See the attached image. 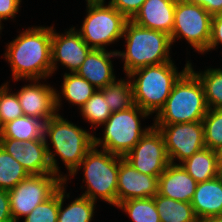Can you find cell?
I'll list each match as a JSON object with an SVG mask.
<instances>
[{
	"label": "cell",
	"mask_w": 222,
	"mask_h": 222,
	"mask_svg": "<svg viewBox=\"0 0 222 222\" xmlns=\"http://www.w3.org/2000/svg\"><path fill=\"white\" fill-rule=\"evenodd\" d=\"M58 212L59 189L25 216L23 222H57Z\"/></svg>",
	"instance_id": "cell-33"
},
{
	"label": "cell",
	"mask_w": 222,
	"mask_h": 222,
	"mask_svg": "<svg viewBox=\"0 0 222 222\" xmlns=\"http://www.w3.org/2000/svg\"><path fill=\"white\" fill-rule=\"evenodd\" d=\"M91 50L75 27L71 26L64 34H59L52 26V74L58 69V62L69 70L68 73H76Z\"/></svg>",
	"instance_id": "cell-14"
},
{
	"label": "cell",
	"mask_w": 222,
	"mask_h": 222,
	"mask_svg": "<svg viewBox=\"0 0 222 222\" xmlns=\"http://www.w3.org/2000/svg\"><path fill=\"white\" fill-rule=\"evenodd\" d=\"M150 114L138 105L111 114L104 126L103 138L94 136V146L124 157L151 129L152 126H141V118L146 119Z\"/></svg>",
	"instance_id": "cell-7"
},
{
	"label": "cell",
	"mask_w": 222,
	"mask_h": 222,
	"mask_svg": "<svg viewBox=\"0 0 222 222\" xmlns=\"http://www.w3.org/2000/svg\"><path fill=\"white\" fill-rule=\"evenodd\" d=\"M65 183L59 188V212L57 222H91L94 218L96 202L85 196H79L71 201L67 207H63L65 199L70 197L66 194ZM65 198V199H64Z\"/></svg>",
	"instance_id": "cell-22"
},
{
	"label": "cell",
	"mask_w": 222,
	"mask_h": 222,
	"mask_svg": "<svg viewBox=\"0 0 222 222\" xmlns=\"http://www.w3.org/2000/svg\"><path fill=\"white\" fill-rule=\"evenodd\" d=\"M86 5V17L77 31L90 48L106 50L123 37L128 19L110 4Z\"/></svg>",
	"instance_id": "cell-8"
},
{
	"label": "cell",
	"mask_w": 222,
	"mask_h": 222,
	"mask_svg": "<svg viewBox=\"0 0 222 222\" xmlns=\"http://www.w3.org/2000/svg\"><path fill=\"white\" fill-rule=\"evenodd\" d=\"M123 158L140 173L157 178L170 164L163 136L154 125Z\"/></svg>",
	"instance_id": "cell-12"
},
{
	"label": "cell",
	"mask_w": 222,
	"mask_h": 222,
	"mask_svg": "<svg viewBox=\"0 0 222 222\" xmlns=\"http://www.w3.org/2000/svg\"><path fill=\"white\" fill-rule=\"evenodd\" d=\"M191 4L203 7L211 16L222 14V0H187Z\"/></svg>",
	"instance_id": "cell-38"
},
{
	"label": "cell",
	"mask_w": 222,
	"mask_h": 222,
	"mask_svg": "<svg viewBox=\"0 0 222 222\" xmlns=\"http://www.w3.org/2000/svg\"><path fill=\"white\" fill-rule=\"evenodd\" d=\"M125 79H117L108 84L106 87L100 89L103 93L105 102L112 112L128 109L134 105L133 89L130 78L126 76Z\"/></svg>",
	"instance_id": "cell-27"
},
{
	"label": "cell",
	"mask_w": 222,
	"mask_h": 222,
	"mask_svg": "<svg viewBox=\"0 0 222 222\" xmlns=\"http://www.w3.org/2000/svg\"><path fill=\"white\" fill-rule=\"evenodd\" d=\"M211 21L212 16L203 7L187 0H177L171 43L183 38L195 51L203 54L208 49L211 37Z\"/></svg>",
	"instance_id": "cell-9"
},
{
	"label": "cell",
	"mask_w": 222,
	"mask_h": 222,
	"mask_svg": "<svg viewBox=\"0 0 222 222\" xmlns=\"http://www.w3.org/2000/svg\"><path fill=\"white\" fill-rule=\"evenodd\" d=\"M176 1L146 0L131 21L140 27L167 33L170 36L174 27Z\"/></svg>",
	"instance_id": "cell-18"
},
{
	"label": "cell",
	"mask_w": 222,
	"mask_h": 222,
	"mask_svg": "<svg viewBox=\"0 0 222 222\" xmlns=\"http://www.w3.org/2000/svg\"><path fill=\"white\" fill-rule=\"evenodd\" d=\"M197 219L210 216H222V179L199 182L191 201Z\"/></svg>",
	"instance_id": "cell-20"
},
{
	"label": "cell",
	"mask_w": 222,
	"mask_h": 222,
	"mask_svg": "<svg viewBox=\"0 0 222 222\" xmlns=\"http://www.w3.org/2000/svg\"><path fill=\"white\" fill-rule=\"evenodd\" d=\"M220 153L210 148H203L194 153L180 165L197 182H204L219 176Z\"/></svg>",
	"instance_id": "cell-21"
},
{
	"label": "cell",
	"mask_w": 222,
	"mask_h": 222,
	"mask_svg": "<svg viewBox=\"0 0 222 222\" xmlns=\"http://www.w3.org/2000/svg\"><path fill=\"white\" fill-rule=\"evenodd\" d=\"M1 136H2V125L0 123V139H1Z\"/></svg>",
	"instance_id": "cell-42"
},
{
	"label": "cell",
	"mask_w": 222,
	"mask_h": 222,
	"mask_svg": "<svg viewBox=\"0 0 222 222\" xmlns=\"http://www.w3.org/2000/svg\"><path fill=\"white\" fill-rule=\"evenodd\" d=\"M0 146L19 162L29 175L54 174L49 163L45 139L22 142L1 138Z\"/></svg>",
	"instance_id": "cell-15"
},
{
	"label": "cell",
	"mask_w": 222,
	"mask_h": 222,
	"mask_svg": "<svg viewBox=\"0 0 222 222\" xmlns=\"http://www.w3.org/2000/svg\"><path fill=\"white\" fill-rule=\"evenodd\" d=\"M0 222H14L11 215L10 199L7 190L0 189Z\"/></svg>",
	"instance_id": "cell-37"
},
{
	"label": "cell",
	"mask_w": 222,
	"mask_h": 222,
	"mask_svg": "<svg viewBox=\"0 0 222 222\" xmlns=\"http://www.w3.org/2000/svg\"><path fill=\"white\" fill-rule=\"evenodd\" d=\"M161 132L170 163L181 164L194 153L205 148L202 121L154 125Z\"/></svg>",
	"instance_id": "cell-11"
},
{
	"label": "cell",
	"mask_w": 222,
	"mask_h": 222,
	"mask_svg": "<svg viewBox=\"0 0 222 222\" xmlns=\"http://www.w3.org/2000/svg\"><path fill=\"white\" fill-rule=\"evenodd\" d=\"M208 109L202 83L188 69L174 84L164 106L153 118V125L202 121Z\"/></svg>",
	"instance_id": "cell-5"
},
{
	"label": "cell",
	"mask_w": 222,
	"mask_h": 222,
	"mask_svg": "<svg viewBox=\"0 0 222 222\" xmlns=\"http://www.w3.org/2000/svg\"><path fill=\"white\" fill-rule=\"evenodd\" d=\"M63 184L64 180L56 174L29 175L13 189L8 190L13 221L19 222L20 217L30 214Z\"/></svg>",
	"instance_id": "cell-10"
},
{
	"label": "cell",
	"mask_w": 222,
	"mask_h": 222,
	"mask_svg": "<svg viewBox=\"0 0 222 222\" xmlns=\"http://www.w3.org/2000/svg\"><path fill=\"white\" fill-rule=\"evenodd\" d=\"M52 26H34L23 30L7 43L4 58L11 67L12 78L45 80L52 76Z\"/></svg>",
	"instance_id": "cell-1"
},
{
	"label": "cell",
	"mask_w": 222,
	"mask_h": 222,
	"mask_svg": "<svg viewBox=\"0 0 222 222\" xmlns=\"http://www.w3.org/2000/svg\"><path fill=\"white\" fill-rule=\"evenodd\" d=\"M79 110L84 120L91 123L94 129L102 126L113 113L100 90H96Z\"/></svg>",
	"instance_id": "cell-30"
},
{
	"label": "cell",
	"mask_w": 222,
	"mask_h": 222,
	"mask_svg": "<svg viewBox=\"0 0 222 222\" xmlns=\"http://www.w3.org/2000/svg\"><path fill=\"white\" fill-rule=\"evenodd\" d=\"M8 84L6 82L0 86V123L2 126L24 116L17 94L9 90Z\"/></svg>",
	"instance_id": "cell-32"
},
{
	"label": "cell",
	"mask_w": 222,
	"mask_h": 222,
	"mask_svg": "<svg viewBox=\"0 0 222 222\" xmlns=\"http://www.w3.org/2000/svg\"><path fill=\"white\" fill-rule=\"evenodd\" d=\"M220 44L222 45V14L212 16L211 37L208 49L203 54L215 50Z\"/></svg>",
	"instance_id": "cell-35"
},
{
	"label": "cell",
	"mask_w": 222,
	"mask_h": 222,
	"mask_svg": "<svg viewBox=\"0 0 222 222\" xmlns=\"http://www.w3.org/2000/svg\"><path fill=\"white\" fill-rule=\"evenodd\" d=\"M198 222H222V216L204 217L199 219Z\"/></svg>",
	"instance_id": "cell-39"
},
{
	"label": "cell",
	"mask_w": 222,
	"mask_h": 222,
	"mask_svg": "<svg viewBox=\"0 0 222 222\" xmlns=\"http://www.w3.org/2000/svg\"><path fill=\"white\" fill-rule=\"evenodd\" d=\"M122 38L125 39L126 49L117 51V54L124 61L125 76L149 65L172 61V43L167 33L143 28L128 20Z\"/></svg>",
	"instance_id": "cell-3"
},
{
	"label": "cell",
	"mask_w": 222,
	"mask_h": 222,
	"mask_svg": "<svg viewBox=\"0 0 222 222\" xmlns=\"http://www.w3.org/2000/svg\"><path fill=\"white\" fill-rule=\"evenodd\" d=\"M189 69L202 83L205 100L209 109H222V69L207 68L205 71H195L190 62Z\"/></svg>",
	"instance_id": "cell-26"
},
{
	"label": "cell",
	"mask_w": 222,
	"mask_h": 222,
	"mask_svg": "<svg viewBox=\"0 0 222 222\" xmlns=\"http://www.w3.org/2000/svg\"><path fill=\"white\" fill-rule=\"evenodd\" d=\"M30 84L22 86L16 92L23 113L29 117H35L48 121L61 109V95L57 89L49 84H41L39 79L27 80ZM57 90V91H56Z\"/></svg>",
	"instance_id": "cell-13"
},
{
	"label": "cell",
	"mask_w": 222,
	"mask_h": 222,
	"mask_svg": "<svg viewBox=\"0 0 222 222\" xmlns=\"http://www.w3.org/2000/svg\"><path fill=\"white\" fill-rule=\"evenodd\" d=\"M219 176L221 177L222 179V157L220 159V170H219Z\"/></svg>",
	"instance_id": "cell-41"
},
{
	"label": "cell",
	"mask_w": 222,
	"mask_h": 222,
	"mask_svg": "<svg viewBox=\"0 0 222 222\" xmlns=\"http://www.w3.org/2000/svg\"><path fill=\"white\" fill-rule=\"evenodd\" d=\"M63 117L57 113L45 123L44 138L51 169L66 184L68 177L77 169L86 153L94 146V135ZM47 138L50 139L49 142L52 144L54 152L51 151ZM56 156L60 157L65 168L69 171L68 175L61 174Z\"/></svg>",
	"instance_id": "cell-2"
},
{
	"label": "cell",
	"mask_w": 222,
	"mask_h": 222,
	"mask_svg": "<svg viewBox=\"0 0 222 222\" xmlns=\"http://www.w3.org/2000/svg\"><path fill=\"white\" fill-rule=\"evenodd\" d=\"M87 4H105V0H85Z\"/></svg>",
	"instance_id": "cell-40"
},
{
	"label": "cell",
	"mask_w": 222,
	"mask_h": 222,
	"mask_svg": "<svg viewBox=\"0 0 222 222\" xmlns=\"http://www.w3.org/2000/svg\"><path fill=\"white\" fill-rule=\"evenodd\" d=\"M118 50L92 49L76 74L86 79L97 90L116 80L111 58H117Z\"/></svg>",
	"instance_id": "cell-17"
},
{
	"label": "cell",
	"mask_w": 222,
	"mask_h": 222,
	"mask_svg": "<svg viewBox=\"0 0 222 222\" xmlns=\"http://www.w3.org/2000/svg\"><path fill=\"white\" fill-rule=\"evenodd\" d=\"M60 94L73 106L78 105V110L88 101L97 90L83 77L76 73H64Z\"/></svg>",
	"instance_id": "cell-25"
},
{
	"label": "cell",
	"mask_w": 222,
	"mask_h": 222,
	"mask_svg": "<svg viewBox=\"0 0 222 222\" xmlns=\"http://www.w3.org/2000/svg\"><path fill=\"white\" fill-rule=\"evenodd\" d=\"M187 61L182 71L169 61L166 63L149 65L133 71L130 78L134 104L151 115L157 114L164 106L174 84L189 69ZM153 113V114H152Z\"/></svg>",
	"instance_id": "cell-4"
},
{
	"label": "cell",
	"mask_w": 222,
	"mask_h": 222,
	"mask_svg": "<svg viewBox=\"0 0 222 222\" xmlns=\"http://www.w3.org/2000/svg\"><path fill=\"white\" fill-rule=\"evenodd\" d=\"M206 148L222 151V109H208L202 120Z\"/></svg>",
	"instance_id": "cell-31"
},
{
	"label": "cell",
	"mask_w": 222,
	"mask_h": 222,
	"mask_svg": "<svg viewBox=\"0 0 222 222\" xmlns=\"http://www.w3.org/2000/svg\"><path fill=\"white\" fill-rule=\"evenodd\" d=\"M22 0H0V33L2 32V21L16 17L21 7Z\"/></svg>",
	"instance_id": "cell-36"
},
{
	"label": "cell",
	"mask_w": 222,
	"mask_h": 222,
	"mask_svg": "<svg viewBox=\"0 0 222 222\" xmlns=\"http://www.w3.org/2000/svg\"><path fill=\"white\" fill-rule=\"evenodd\" d=\"M29 174L0 146V189L11 190Z\"/></svg>",
	"instance_id": "cell-29"
},
{
	"label": "cell",
	"mask_w": 222,
	"mask_h": 222,
	"mask_svg": "<svg viewBox=\"0 0 222 222\" xmlns=\"http://www.w3.org/2000/svg\"><path fill=\"white\" fill-rule=\"evenodd\" d=\"M158 193V178L140 173L119 156L117 204L129 199L151 198Z\"/></svg>",
	"instance_id": "cell-16"
},
{
	"label": "cell",
	"mask_w": 222,
	"mask_h": 222,
	"mask_svg": "<svg viewBox=\"0 0 222 222\" xmlns=\"http://www.w3.org/2000/svg\"><path fill=\"white\" fill-rule=\"evenodd\" d=\"M133 222H160L153 197L129 199L117 204Z\"/></svg>",
	"instance_id": "cell-28"
},
{
	"label": "cell",
	"mask_w": 222,
	"mask_h": 222,
	"mask_svg": "<svg viewBox=\"0 0 222 222\" xmlns=\"http://www.w3.org/2000/svg\"><path fill=\"white\" fill-rule=\"evenodd\" d=\"M145 1L146 0H110L108 4L117 9L128 20H131Z\"/></svg>",
	"instance_id": "cell-34"
},
{
	"label": "cell",
	"mask_w": 222,
	"mask_h": 222,
	"mask_svg": "<svg viewBox=\"0 0 222 222\" xmlns=\"http://www.w3.org/2000/svg\"><path fill=\"white\" fill-rule=\"evenodd\" d=\"M197 184L180 164L170 163L158 177V194L191 203Z\"/></svg>",
	"instance_id": "cell-19"
},
{
	"label": "cell",
	"mask_w": 222,
	"mask_h": 222,
	"mask_svg": "<svg viewBox=\"0 0 222 222\" xmlns=\"http://www.w3.org/2000/svg\"><path fill=\"white\" fill-rule=\"evenodd\" d=\"M153 199L160 222H198L191 203L177 201L158 193Z\"/></svg>",
	"instance_id": "cell-24"
},
{
	"label": "cell",
	"mask_w": 222,
	"mask_h": 222,
	"mask_svg": "<svg viewBox=\"0 0 222 222\" xmlns=\"http://www.w3.org/2000/svg\"><path fill=\"white\" fill-rule=\"evenodd\" d=\"M45 123L46 121L41 119L24 115L4 124L1 138H12L22 142L45 139Z\"/></svg>",
	"instance_id": "cell-23"
},
{
	"label": "cell",
	"mask_w": 222,
	"mask_h": 222,
	"mask_svg": "<svg viewBox=\"0 0 222 222\" xmlns=\"http://www.w3.org/2000/svg\"><path fill=\"white\" fill-rule=\"evenodd\" d=\"M82 168L83 183L86 186L82 196L94 202L100 198L108 204L117 206L119 155L93 146L70 176H76Z\"/></svg>",
	"instance_id": "cell-6"
}]
</instances>
